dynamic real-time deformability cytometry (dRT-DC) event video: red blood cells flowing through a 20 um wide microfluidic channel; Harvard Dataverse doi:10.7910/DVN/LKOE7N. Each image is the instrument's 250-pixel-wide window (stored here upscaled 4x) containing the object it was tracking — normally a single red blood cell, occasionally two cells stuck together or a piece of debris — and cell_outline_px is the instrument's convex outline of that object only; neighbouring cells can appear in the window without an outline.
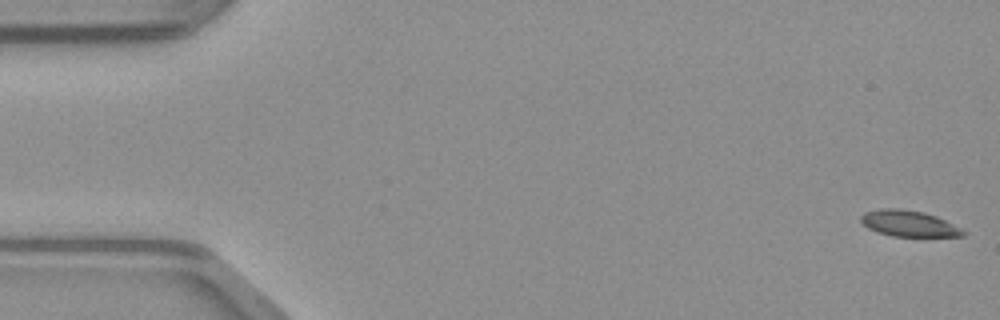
{"species": "common noctule bat (a hibernating species)", "species_latin": "Nyctalus noctula", "temperature_condition": "warm", "stored_images_in_passage": 49, "camera_frame_rate_fps": 3000, "um_per_image_px": 0.085, "animal": {"sex": "male", "body_mass_g": 23.1, "forearm_length_mm": 52.7}, "frame": {"image": 1, "passage_image": 1, "time_ms": 0.0, "image_size_px": [1000, 320], "cell_outline_px": [[968, 232], [964, 236], [892, 236], [868, 228], [860, 220], [860, 216], [864, 212], [880, 208], [900, 208], [924, 212], [936, 216]], "centroid_in_image_um": [77.24, 18.98], "position_along_channel_um": 7.8, "area_um2": 15.43}}
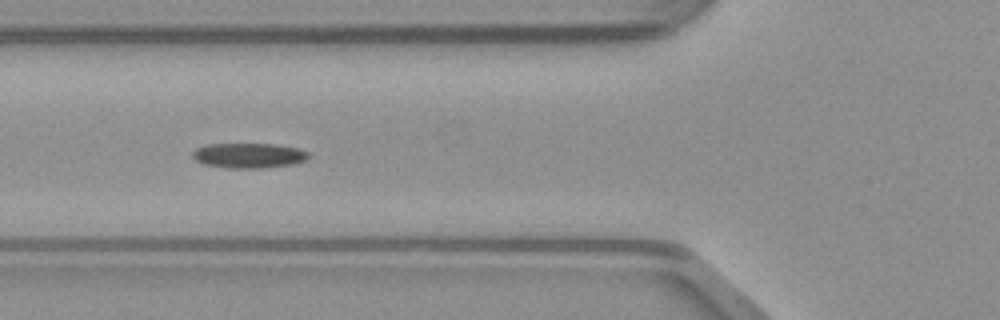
{"frame": {"image": 2, "passage_image": 18, "time_ms": 5.667, "image_size_px": [1000, 320], "cell_outline_px": [[312, 156], [308, 160], [292, 164], [260, 168], [228, 168], [204, 164], [196, 160], [192, 156], [192, 152], [196, 148], [208, 144], [272, 144], [296, 148], [308, 152]], "centroid_in_image_um": [21.16, 13.22], "position_along_channel_um": 104.6, "area_um2": 16.88}}
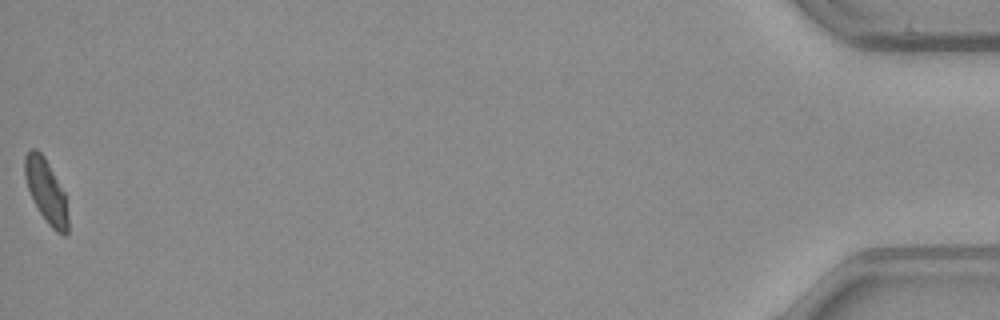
{"frame": {"image": 3, "passage_image": 49, "time_ms": 16.0, "image_size_px": [1000, 320], "cell_outline_px": [[68, 236], [64, 236], [56, 232], [48, 224], [32, 200], [24, 176], [24, 156], [32, 148], [36, 148], [44, 156], [64, 192], [68, 216]], "centroid_in_image_um": [3.92, 16.26], "position_along_channel_um": 431.3, "area_um2": 16.01}}